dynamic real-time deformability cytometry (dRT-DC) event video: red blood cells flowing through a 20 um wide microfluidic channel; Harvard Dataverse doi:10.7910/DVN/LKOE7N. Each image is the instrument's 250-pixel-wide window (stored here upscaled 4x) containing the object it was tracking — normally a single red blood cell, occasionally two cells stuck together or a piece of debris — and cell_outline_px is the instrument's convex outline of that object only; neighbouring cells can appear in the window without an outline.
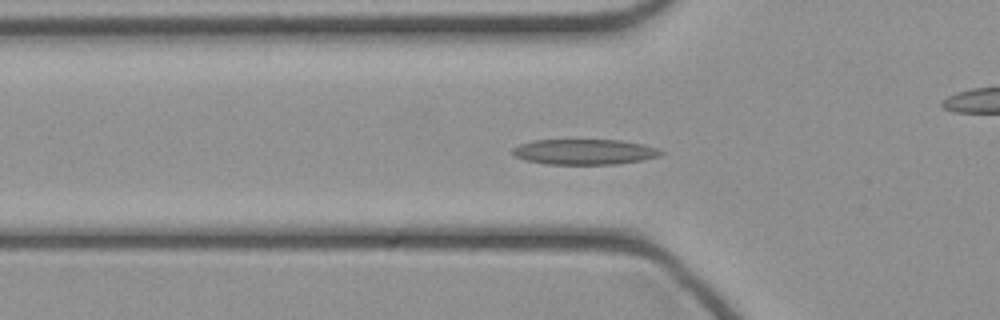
{"species": "common noctule bat (a hibernating species)", "species_latin": "Nyctalus noctula", "temperature_condition": "cold", "stored_images_in_passage": 40, "camera_frame_rate_fps": 3000, "um_per_image_px": 0.085, "animal": {"sex": "female", "body_mass_g": 21.9}, "frame": {"image": 1, "passage_image": 13, "time_ms": 4.0, "image_size_px": [1000, 320], "cell_outline_px": [[664, 152], [660, 156], [640, 160], [616, 164], [548, 164], [524, 160], [516, 156], [512, 152], [512, 148], [520, 144], [532, 140], [620, 140], [644, 144], [660, 148]], "centroid_in_image_um": [49.7, 12.9], "position_along_channel_um": 76.1, "area_um2": 22.02}}
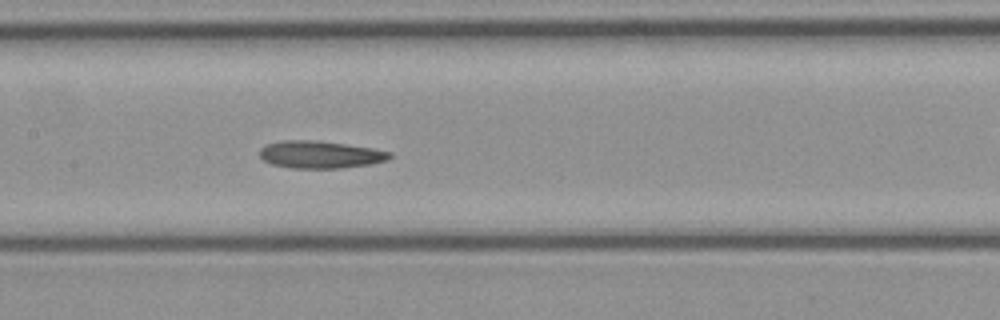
{"frame": {"image": 2, "passage_image": 20, "time_ms": 6.333, "image_size_px": [1000, 320], "cell_outline_px": [[392, 156], [388, 160], [372, 164], [340, 168], [292, 168], [272, 164], [264, 160], [260, 156], [260, 148], [268, 144], [284, 140], [320, 140], [372, 148], [392, 152]], "centroid_in_image_um": [27.25, 13.13], "position_along_channel_um": 180.1, "area_um2": 20.81}}
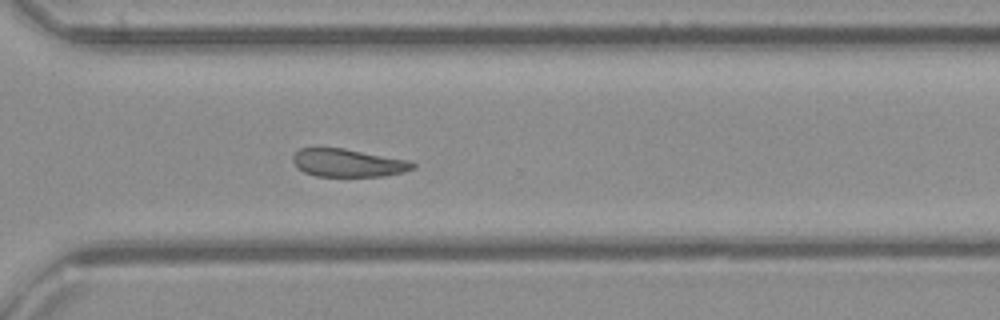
{"frame": {"image": 3, "passage_image": 31, "time_ms": 10.0, "image_size_px": [1000, 320], "cell_outline_px": [[416, 168], [404, 172], [384, 176], [316, 176], [304, 172], [292, 160], [292, 156], [300, 148], [344, 148], [412, 160], [416, 164]], "centroid_in_image_um": [29.66, 13.84], "position_along_channel_um": 340.9, "area_um2": 19.65}}